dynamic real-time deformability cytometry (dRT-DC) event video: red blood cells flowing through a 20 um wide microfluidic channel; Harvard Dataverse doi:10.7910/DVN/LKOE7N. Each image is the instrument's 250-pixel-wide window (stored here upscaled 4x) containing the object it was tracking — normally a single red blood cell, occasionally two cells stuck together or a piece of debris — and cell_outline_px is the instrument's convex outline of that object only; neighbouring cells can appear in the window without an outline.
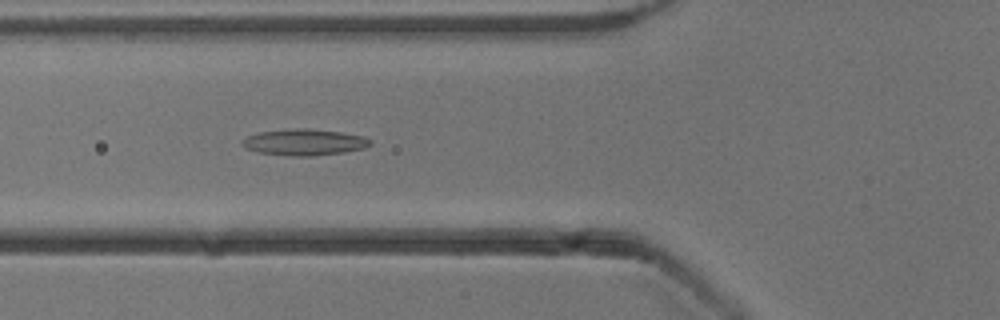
{"species": "common noctule bat (a hibernating species)", "species_latin": "Nyctalus noctula", "temperature_condition": "cold", "stored_images_in_passage": 30, "camera_frame_rate_fps": 3000, "um_per_image_px": 0.085, "animal": {"sex": "male", "body_mass_g": 13.3}, "frame": {"image": 1, "passage_image": 7, "time_ms": 2.0, "image_size_px": [1000, 320], "cell_outline_px": [[372, 144], [364, 148], [344, 152], [312, 156], [292, 156], [256, 152], [244, 148], [240, 144], [248, 136], [260, 132], [292, 128], [304, 128], [340, 132], [364, 136], [372, 140]], "centroid_in_image_um": [25.87, 12.09], "position_along_channel_um": 99.9, "area_um2": 19.65}}
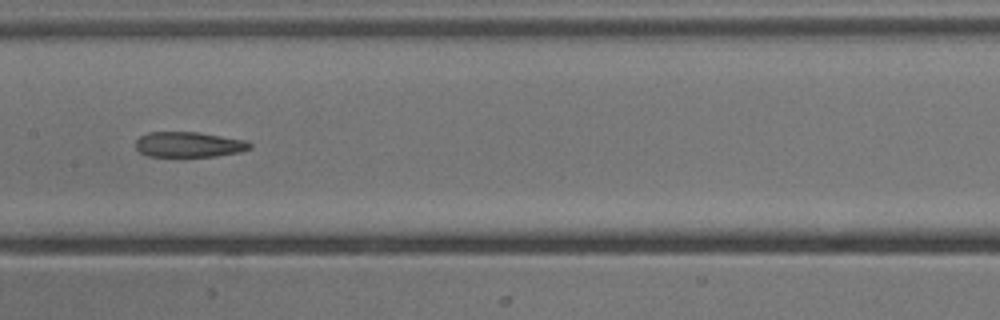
{"frame": {"image": 2, "passage_image": 14, "time_ms": 4.333, "image_size_px": [1000, 320], "cell_outline_px": [[252, 148], [240, 152], [216, 156], [148, 156], [140, 152], [136, 148], [136, 140], [140, 136], [148, 132], [196, 132], [248, 140], [252, 144]], "centroid_in_image_um": [16.08, 12.28], "position_along_channel_um": 191.3, "area_um2": 16.88}}
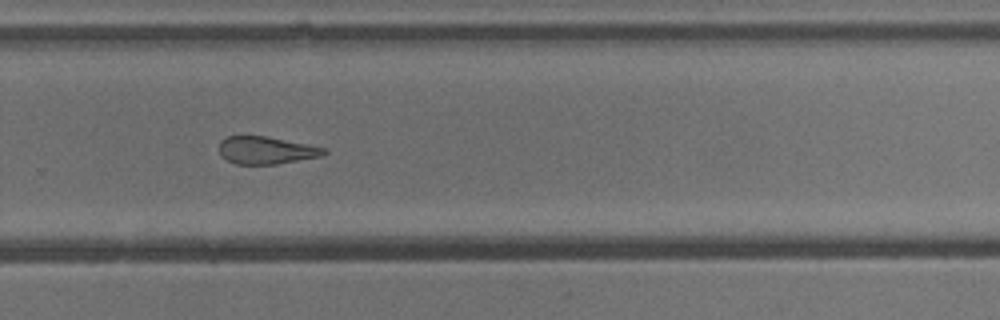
{"frame": {"image": 3, "passage_image": 23, "time_ms": 7.333, "image_size_px": [1000, 320], "cell_outline_px": [[328, 152], [324, 156], [276, 164], [236, 164], [220, 156], [220, 140], [228, 136], [264, 136], [308, 144], [324, 148]], "centroid_in_image_um": [22.64, 12.78], "position_along_channel_um": 307.2, "area_um2": 16.76}, "authors_computed_cell_mechanics": {"area_um2": 18.0336, "velocity_mm_per_s": 3.8819, "shape_relaxation_time_tau1_ms": null, "shape_relaxation_time_tau2_ms": 4.7502, "deformation_change_tau1": null, "deformation_change_tau2": 0.1626}}